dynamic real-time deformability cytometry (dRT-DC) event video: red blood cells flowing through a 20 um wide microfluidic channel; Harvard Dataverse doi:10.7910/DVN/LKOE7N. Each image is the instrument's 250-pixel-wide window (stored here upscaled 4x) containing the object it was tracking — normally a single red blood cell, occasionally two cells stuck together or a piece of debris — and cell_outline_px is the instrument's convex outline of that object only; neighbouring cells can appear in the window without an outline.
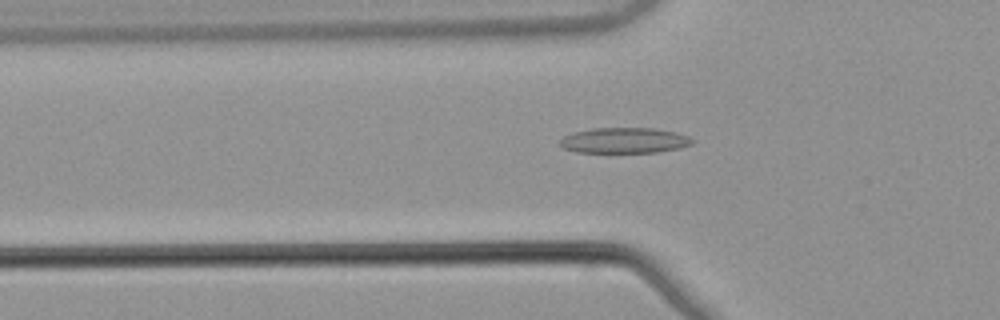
{"species": "common noctule bat (a hibernating species)", "species_latin": "Nyctalus noctula", "temperature_condition": "warm", "stored_images_in_passage": 43, "camera_frame_rate_fps": 3000, "um_per_image_px": 0.085, "animal": {"sex": "male", "body_mass_g": 21.5, "forearm_length_mm": 52.0}, "frame": {"image": 1, "passage_image": 8, "time_ms": 2.333, "image_size_px": [1000, 320], "cell_outline_px": [[696, 140], [692, 144], [680, 148], [656, 152], [576, 152], [564, 148], [560, 144], [560, 140], [564, 136], [572, 132], [592, 128], [652, 128], [676, 132], [688, 136]], "centroid_in_image_um": [53.09, 11.93], "position_along_channel_um": 72.7, "area_um2": 19.71}}
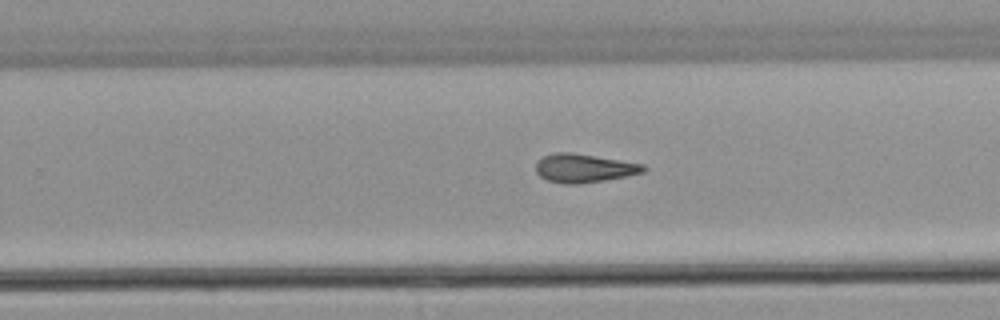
{"frame": {"image": 2, "passage_image": 24, "time_ms": 7.667, "image_size_px": [1000, 320], "cell_outline_px": [[648, 168], [644, 172], [628, 176], [604, 180], [576, 184], [564, 184], [548, 180], [540, 176], [536, 172], [536, 160], [544, 156], [556, 152], [568, 152], [620, 160], [644, 164]], "centroid_in_image_um": [49.64, 14.29], "position_along_channel_um": 280.2, "area_um2": 17.86}}
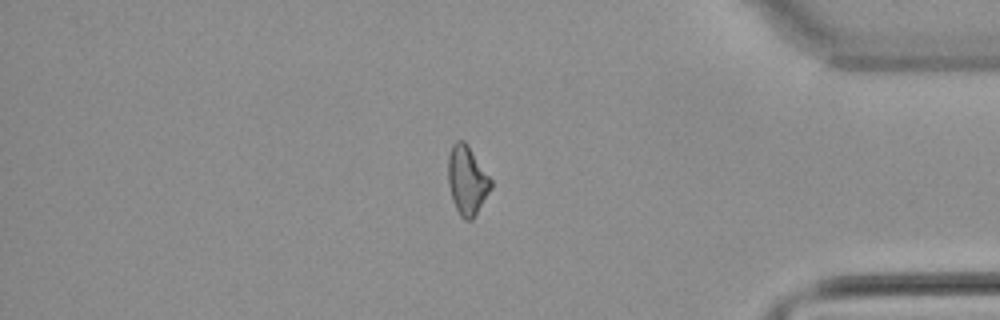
{"frame": {"image": 3, "passage_image": 35, "time_ms": 11.333, "image_size_px": [1000, 320], "cell_outline_px": [[492, 188], [472, 220], [464, 220], [460, 216], [452, 200], [448, 184], [448, 156], [452, 144], [456, 140], [464, 140], [468, 144], [492, 180]], "centroid_in_image_um": [39.7, 15.31], "position_along_channel_um": 395.5, "area_um2": 17.34}, "authors_computed_cell_mechanics": {"area_um2": 17.7446, "velocity_mm_per_s": 3.887, "shape_relaxation_time_tau1_ms": null, "shape_relaxation_time_tau2_ms": 5.8185, "deformation_change_tau1": null, "deformation_change_tau2": 0.1567}}